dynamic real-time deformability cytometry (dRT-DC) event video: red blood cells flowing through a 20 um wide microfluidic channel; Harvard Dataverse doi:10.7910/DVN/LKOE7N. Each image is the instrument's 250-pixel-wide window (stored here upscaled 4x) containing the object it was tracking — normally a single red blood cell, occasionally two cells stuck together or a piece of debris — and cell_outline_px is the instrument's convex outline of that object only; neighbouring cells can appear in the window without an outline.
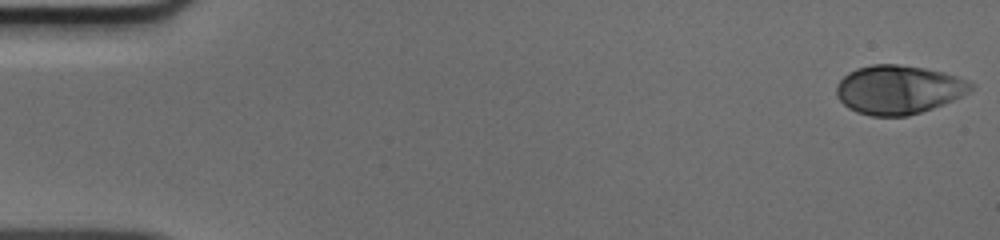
{"species": "human", "species_latin": "Homo sapiens", "temperature_condition": "cold", "stored_images_in_passage": 50, "camera_frame_rate_fps": 3000, "um_per_image_px": 0.085, "donor": {"sex": "male"}, "frame": {"image": 1, "passage_image": 1, "time_ms": 0.0, "image_size_px": [1000, 240], "cell_outline_px": [[976, 88], [944, 104], [908, 116], [872, 116], [856, 112], [848, 108], [836, 96], [836, 84], [848, 72], [856, 68], [872, 64], [896, 64], [924, 68], [944, 72], [968, 80], [976, 84]], "centroid_in_image_um": [76.37, 7.61], "position_along_channel_um": 8.6, "area_um2": 38.44}}
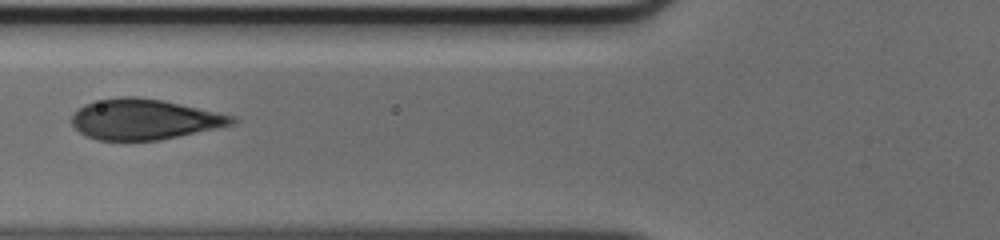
{"frame": {"image": 2, "passage_image": 20, "time_ms": 6.333, "image_size_px": [1000, 240], "cell_outline_px": [[240, 120], [236, 124], [180, 136], [160, 140], [96, 140], [84, 136], [72, 124], [72, 116], [84, 104], [100, 100], [120, 96], [136, 96], [160, 100], [180, 104], [236, 116]], "centroid_in_image_um": [12.3, 10.15], "position_along_channel_um": 113.5, "area_um2": 37.8}}
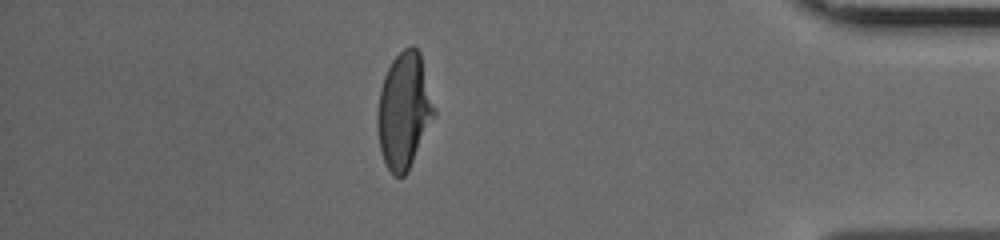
{"frame": {"image": 3, "passage_image": 44, "time_ms": 14.333, "image_size_px": [1000, 240], "cell_outline_px": [[436, 112], [408, 172], [404, 176], [392, 176], [380, 152], [376, 128], [376, 112], [380, 88], [384, 76], [392, 60], [404, 48], [412, 44], [420, 52]], "centroid_in_image_um": [34.31, 9.42], "position_along_channel_um": 400.9, "area_um2": 38.49}}